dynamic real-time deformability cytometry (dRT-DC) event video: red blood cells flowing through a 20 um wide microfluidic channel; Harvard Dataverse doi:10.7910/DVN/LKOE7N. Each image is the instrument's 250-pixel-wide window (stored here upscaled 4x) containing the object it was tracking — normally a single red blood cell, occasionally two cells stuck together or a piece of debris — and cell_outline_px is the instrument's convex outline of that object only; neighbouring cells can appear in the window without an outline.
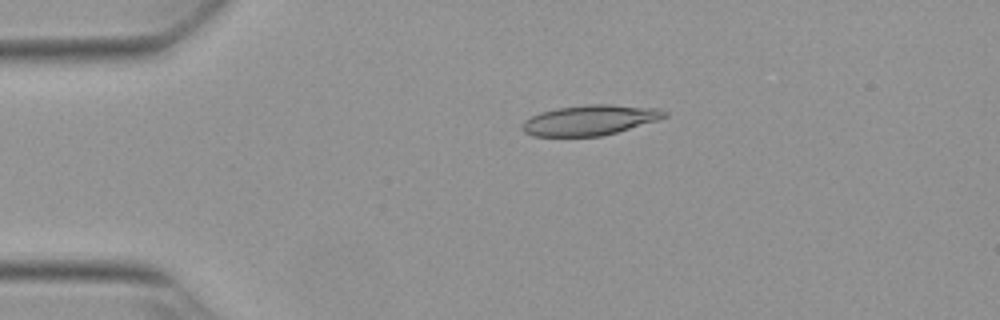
{"species": "Egyptian fruit bat (a non-hibernating species)", "species_latin": "Rousettus aegyptiacus", "temperature_condition": "warm", "stored_images_in_passage": 53, "camera_frame_rate_fps": 3000, "um_per_image_px": 0.085, "animal": {"sex": "female"}, "frame": {"image": 1, "passage_image": 11, "time_ms": 3.333, "image_size_px": [1000, 320], "cell_outline_px": [[668, 116], [656, 120], [616, 132], [600, 136], [532, 136], [524, 132], [520, 128], [520, 124], [524, 120], [540, 112], [556, 108], [588, 104], [608, 104], [660, 108], [668, 112]], "centroid_in_image_um": [50.1, 10.2], "position_along_channel_um": 34.9, "area_um2": 25.09}}
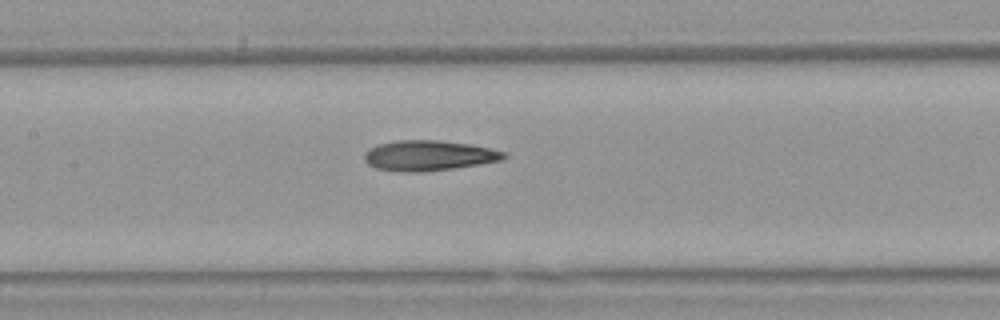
{"frame": {"image": 2, "passage_image": 25, "time_ms": 8.0, "image_size_px": [1000, 320], "cell_outline_px": [[508, 156], [504, 160], [480, 164], [424, 172], [408, 172], [376, 168], [368, 164], [364, 160], [364, 152], [368, 148], [376, 144], [396, 140], [440, 140], [472, 144], [508, 152]], "centroid_in_image_um": [36.47, 13.21], "position_along_channel_um": 170.9, "area_um2": 24.97}}
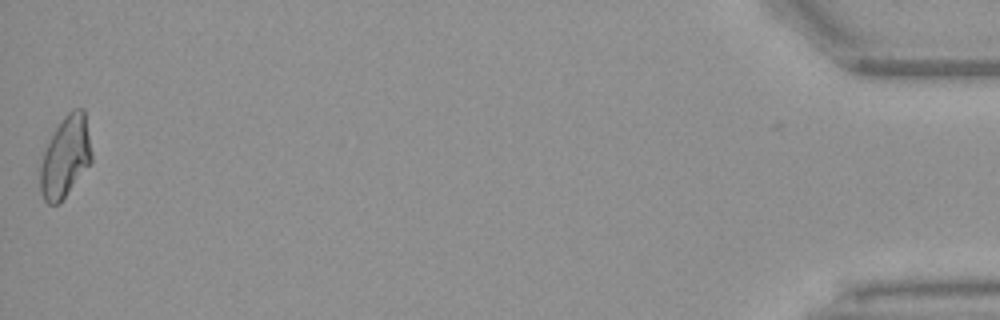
{"frame": {"image": 3, "passage_image": 53, "time_ms": 17.333, "image_size_px": [1000, 320], "cell_outline_px": [[92, 160], [60, 204], [48, 204], [44, 200], [40, 192], [40, 164], [44, 152], [56, 128], [64, 116], [72, 108], [84, 108], [92, 152]], "centroid_in_image_um": [5.56, 13.34], "position_along_channel_um": 429.6, "area_um2": 24.16}, "authors_computed_cell_mechanics": {"area_um2": 23.9292, "velocity_mm_per_s": 3.8002, "shape_relaxation_time_tau1_ms": null, "shape_relaxation_time_tau2_ms": 5.6335, "deformation_change_tau1": null, "deformation_change_tau2": 0.1658}}